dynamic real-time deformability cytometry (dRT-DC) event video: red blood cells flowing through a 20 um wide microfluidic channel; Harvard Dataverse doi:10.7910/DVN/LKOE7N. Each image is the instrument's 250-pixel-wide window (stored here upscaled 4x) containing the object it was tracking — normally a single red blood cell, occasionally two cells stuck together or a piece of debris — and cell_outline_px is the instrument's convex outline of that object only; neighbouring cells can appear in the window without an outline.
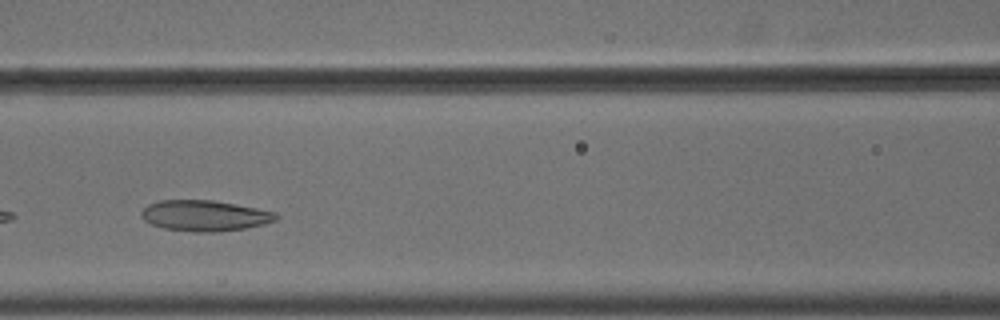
{"species": "common noctule bat (a hibernating species)", "species_latin": "Nyctalus noctula", "temperature_condition": "cold", "stored_images_in_passage": 40, "camera_frame_rate_fps": 3000, "um_per_image_px": 0.085, "animal": {"sex": "male", "body_mass_g": 18.8}, "frame": {"image": 1, "passage_image": 12, "time_ms": 3.667, "image_size_px": [1000, 320], "cell_outline_px": [[276, 220], [264, 224], [244, 228], [220, 232], [192, 232], [164, 228], [152, 224], [144, 220], [140, 216], [140, 212], [148, 204], [160, 200], [212, 200], [236, 204], [276, 212]], "centroid_in_image_um": [17.37, 18.33], "position_along_channel_um": 149.2, "area_um2": 24.16}, "authors_computed_cell_mechanics": {"area_um2": 23.9292, "velocity_mm_per_s": 3.6396, "shape_relaxation_time_tau1_ms": 4.8559, "shape_relaxation_time_tau2_ms": 2.51, "deformation_change_tau1": 0.1164, "deformation_change_tau2": 0.09}}